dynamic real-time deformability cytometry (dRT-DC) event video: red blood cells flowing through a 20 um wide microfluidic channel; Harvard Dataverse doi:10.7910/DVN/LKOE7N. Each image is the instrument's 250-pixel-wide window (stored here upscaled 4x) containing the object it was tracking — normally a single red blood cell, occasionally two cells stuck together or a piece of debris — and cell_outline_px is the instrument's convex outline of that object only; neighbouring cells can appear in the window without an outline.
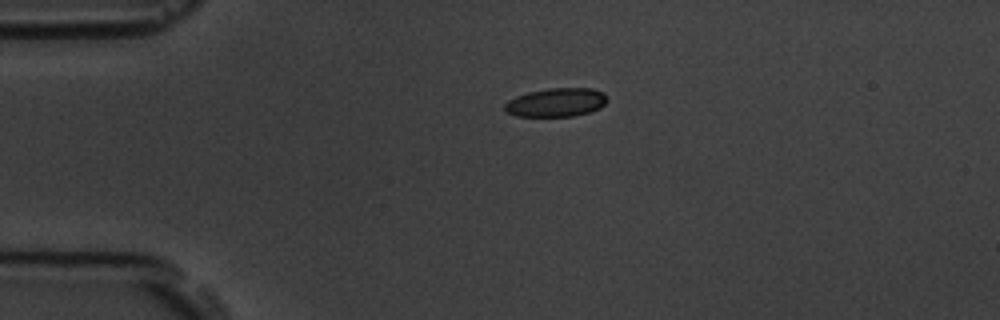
{"species": "common noctule bat (a hibernating species)", "species_latin": "Nyctalus noctula", "temperature_condition": "room temperature", "stored_images_in_passage": 2, "camera_frame_rate_fps": 3000, "um_per_image_px": 0.085, "animal": {"sex": "male", "body_mass_g": 19.5, "forearm_length_mm": 54.6}, "frame": {"image": 1, "passage_image": 1, "time_ms": 0.0, "image_size_px": [1000, 320], "cell_outline_px": [[608, 100], [600, 108], [588, 112], [572, 116], [516, 116], [508, 112], [504, 108], [504, 104], [508, 100], [516, 96], [528, 92], [548, 88], [592, 88], [604, 92]], "centroid_in_image_um": [47.28, 8.69], "position_along_channel_um": 37.7, "area_um2": 17.11}}